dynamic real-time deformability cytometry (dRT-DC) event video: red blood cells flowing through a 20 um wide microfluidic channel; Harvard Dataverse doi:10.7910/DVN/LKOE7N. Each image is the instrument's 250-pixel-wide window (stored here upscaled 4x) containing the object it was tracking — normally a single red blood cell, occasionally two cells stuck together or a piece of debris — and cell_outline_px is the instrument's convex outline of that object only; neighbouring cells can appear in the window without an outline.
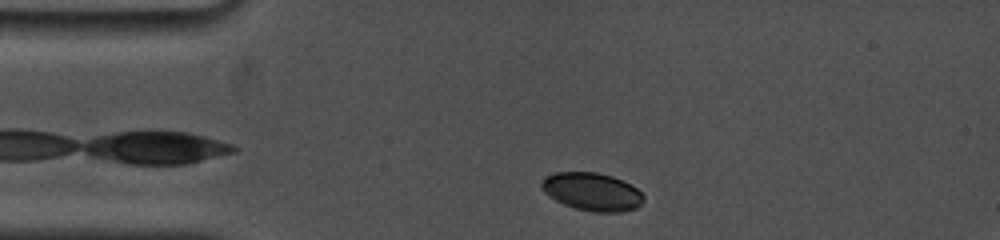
{"species": "common noctule bat (a hibernating species)", "species_latin": "Nyctalus noctula", "temperature_condition": "cold", "stored_images_in_passage": 68, "camera_frame_rate_fps": 5000, "um_per_image_px": 0.085, "animal": {"sex": "female", "body_mass_g": 19.0, "forearm_length_mm": 53.3}, "frame": {"image": 1, "passage_image": 5, "time_ms": 0.8, "image_size_px": [1000, 240], "cell_outline_px": [[644, 200], [636, 208], [620, 212], [592, 212], [576, 208], [564, 204], [548, 196], [540, 188], [540, 184], [544, 176], [556, 172], [596, 172], [612, 176], [636, 188], [644, 196]], "centroid_in_image_um": [50.28, 16.29], "position_along_channel_um": 34.7, "area_um2": 22.54}}
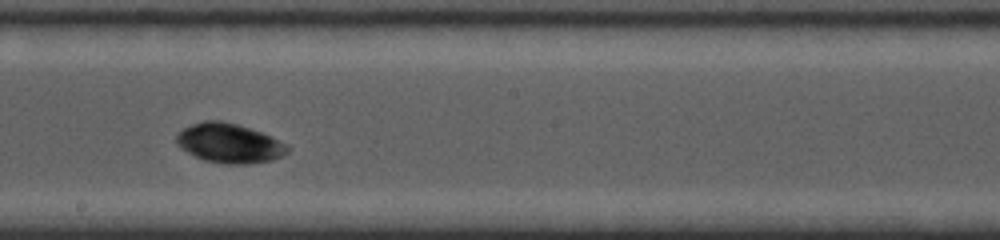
{"frame": {"image": 2, "passage_image": 37, "time_ms": 7.0, "image_size_px": [1000, 240], "cell_outline_px": [[292, 148], [288, 152], [272, 160], [248, 164], [224, 164], [204, 160], [180, 148], [176, 144], [176, 136], [184, 128], [192, 124], [204, 120], [220, 120], [236, 124], [272, 136], [288, 144]], "centroid_in_image_um": [19.51, 12.18], "position_along_channel_um": 228.7, "area_um2": 25.55}}
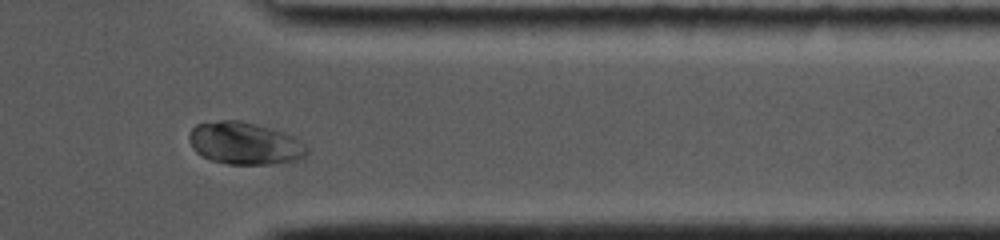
{"frame": {"image": 3, "passage_image": 59, "time_ms": 11.4, "image_size_px": [1000, 240], "cell_outline_px": [[308, 152], [304, 160], [268, 164], [228, 164], [212, 160], [196, 152], [192, 148], [188, 140], [188, 136], [192, 128], [196, 124], [220, 120], [240, 120], [288, 132], [300, 140], [308, 148]], "centroid_in_image_um": [20.85, 12.18], "position_along_channel_um": 390.5, "area_um2": 29.54}}